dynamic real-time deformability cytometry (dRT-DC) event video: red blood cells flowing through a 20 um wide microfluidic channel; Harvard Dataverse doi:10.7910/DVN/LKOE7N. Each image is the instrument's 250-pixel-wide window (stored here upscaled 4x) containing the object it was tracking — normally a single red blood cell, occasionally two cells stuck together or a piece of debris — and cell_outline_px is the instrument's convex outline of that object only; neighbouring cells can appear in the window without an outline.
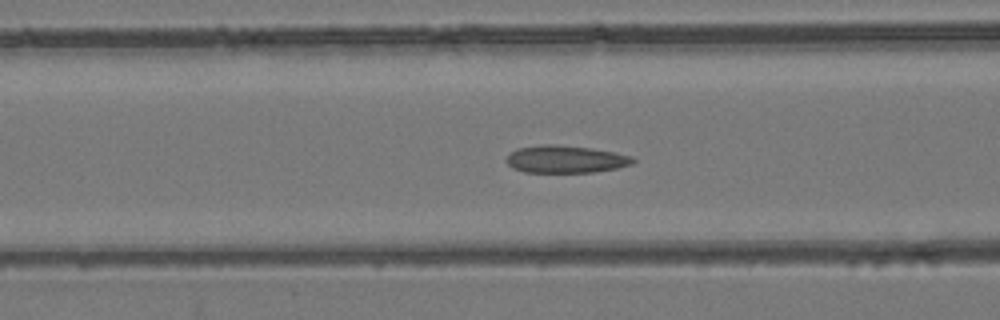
{"species": "common noctule bat (a hibernating species)", "species_latin": "Nyctalus noctula", "temperature_condition": "room temperature", "stored_images_in_passage": 37, "camera_frame_rate_fps": 3000, "um_per_image_px": 0.085, "animal": {"sex": "female", "body_mass_g": 24.6, "forearm_length_mm": 56.2}, "frame": {"image": 1, "passage_image": 6, "time_ms": 1.667, "image_size_px": [1000, 320], "cell_outline_px": [[636, 160], [632, 164], [616, 168], [592, 172], [524, 172], [512, 168], [504, 160], [508, 152], [516, 148], [544, 144], [556, 144], [592, 148], [616, 152], [632, 156]], "centroid_in_image_um": [48.03, 13.52], "position_along_channel_um": 118.6, "area_um2": 20.52}}
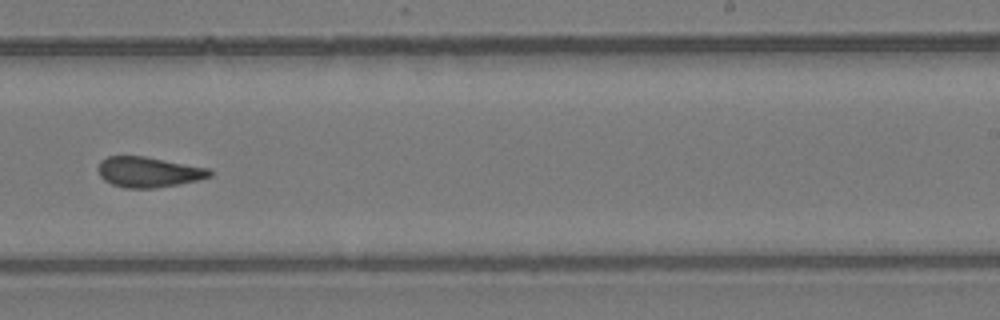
{"frame": {"image": 2, "passage_image": 18, "time_ms": 5.667, "image_size_px": [1000, 320], "cell_outline_px": [[212, 176], [196, 180], [156, 188], [124, 188], [112, 184], [104, 180], [100, 176], [96, 168], [100, 160], [108, 156], [144, 156], [208, 168], [212, 172]], "centroid_in_image_um": [12.56, 14.62], "position_along_channel_um": 276.4, "area_um2": 19.71}}
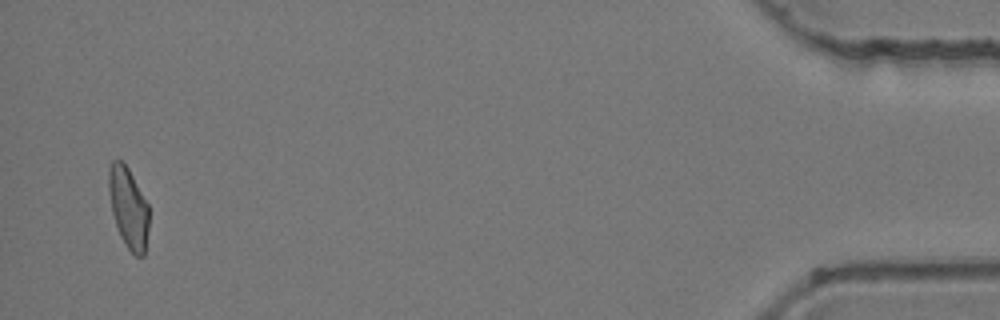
{"frame": {"image": 3, "passage_image": 36, "time_ms": 11.667, "image_size_px": [1000, 320], "cell_outline_px": [[148, 228], [144, 256], [136, 256], [128, 248], [120, 236], [112, 212], [108, 192], [108, 168], [112, 160], [120, 160], [128, 168], [148, 204]], "centroid_in_image_um": [10.9, 17.64], "position_along_channel_um": 424.3, "area_um2": 18.79}, "authors_computed_cell_mechanics": {"area_um2": 19.7676, "velocity_mm_per_s": 3.9499, "shape_relaxation_time_tau1_ms": null, "shape_relaxation_time_tau2_ms": 2.2107, "deformation_change_tau1": null, "deformation_change_tau2": 0.0883}}